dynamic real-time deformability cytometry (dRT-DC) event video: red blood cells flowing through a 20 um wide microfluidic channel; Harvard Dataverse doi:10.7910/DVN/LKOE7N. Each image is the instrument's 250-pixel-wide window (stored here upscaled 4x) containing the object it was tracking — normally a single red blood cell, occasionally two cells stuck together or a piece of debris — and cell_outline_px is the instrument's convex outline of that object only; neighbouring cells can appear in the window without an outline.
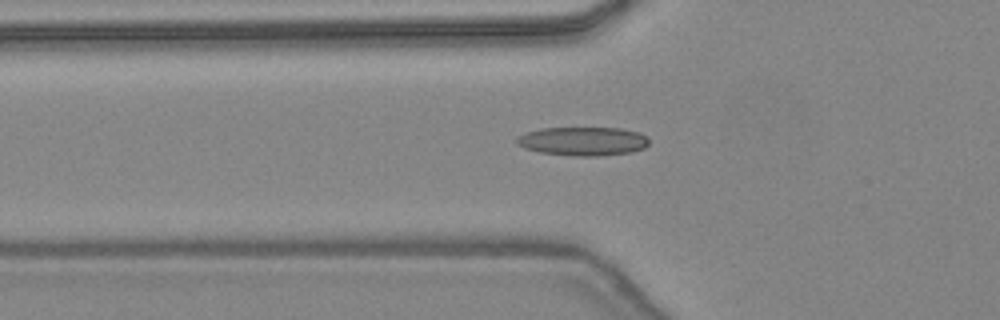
{"species": "common noctule bat (a hibernating species)", "species_latin": "Nyctalus noctula", "temperature_condition": "warm", "stored_images_in_passage": 30, "camera_frame_rate_fps": 3000, "um_per_image_px": 0.085, "animal": {"sex": "female", "body_mass_g": 24.6, "forearm_length_mm": 56.2}, "frame": {"image": 1, "passage_image": 18, "time_ms": 5.667, "image_size_px": [1000, 320], "cell_outline_px": [[648, 144], [644, 148], [628, 152], [600, 156], [572, 156], [540, 152], [524, 148], [516, 144], [516, 136], [524, 132], [540, 128], [620, 128], [640, 132], [648, 140]], "centroid_in_image_um": [49.49, 12.0], "position_along_channel_um": 76.3, "area_um2": 22.25}}
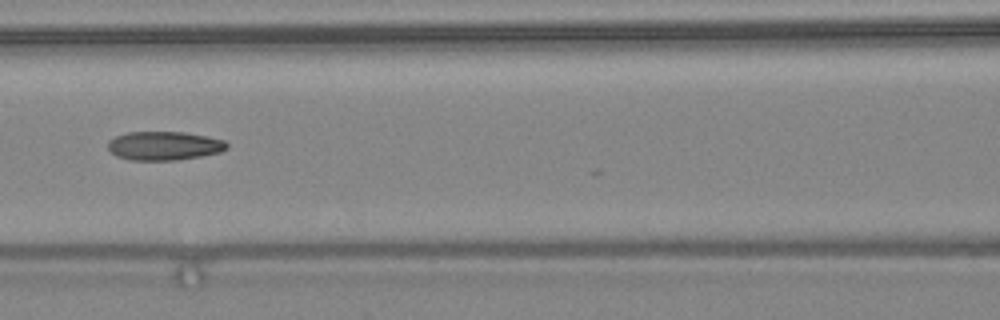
{"frame": {"image": 2, "passage_image": 23, "time_ms": 7.333, "image_size_px": [1000, 320], "cell_outline_px": [[228, 148], [220, 152], [200, 156], [176, 160], [128, 160], [116, 156], [108, 148], [108, 140], [116, 136], [128, 132], [184, 132], [208, 136], [224, 140], [228, 144]], "centroid_in_image_um": [13.95, 12.39], "position_along_channel_um": 152.6, "area_um2": 20.0}}
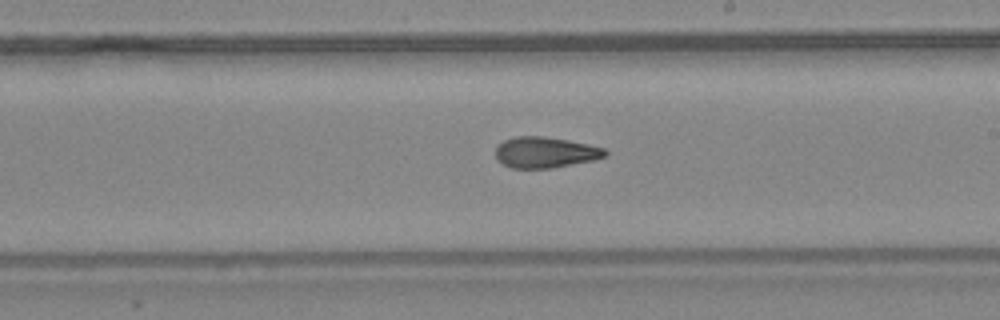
{"frame": {"image": 3, "passage_image": 29, "time_ms": 9.333, "image_size_px": [1000, 320], "cell_outline_px": [[608, 152], [604, 156], [596, 160], [552, 168], [512, 168], [496, 160], [496, 148], [504, 140], [516, 136], [544, 136], [568, 140], [588, 144], [604, 148]], "centroid_in_image_um": [46.36, 12.95], "position_along_channel_um": 242.6, "area_um2": 19.77}}